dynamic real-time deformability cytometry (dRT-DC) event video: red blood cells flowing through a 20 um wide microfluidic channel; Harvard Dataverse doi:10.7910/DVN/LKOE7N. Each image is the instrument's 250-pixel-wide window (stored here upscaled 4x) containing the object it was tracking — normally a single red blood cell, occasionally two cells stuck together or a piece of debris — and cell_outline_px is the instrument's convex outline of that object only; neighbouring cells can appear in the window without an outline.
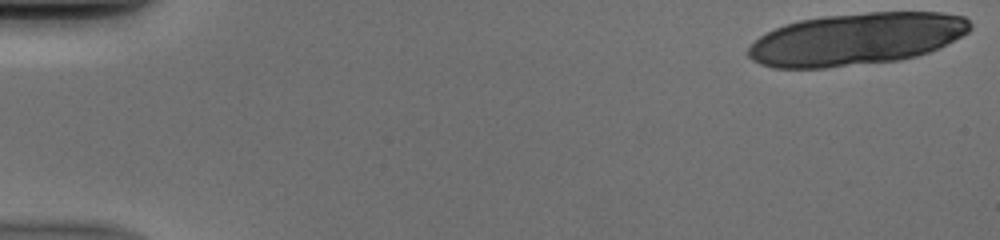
{"species": "human", "species_latin": "Homo sapiens", "temperature_condition": "cold", "stored_images_in_passage": 16, "camera_frame_rate_fps": 3000, "um_per_image_px": 0.085, "donor": {"sex": "male"}, "frame": {"image": 1, "passage_image": 1, "time_ms": 0.0, "image_size_px": [1000, 240], "cell_outline_px": [[972, 28], [968, 32], [928, 52], [916, 56], [900, 60], [824, 68], [772, 68], [760, 64], [752, 60], [748, 56], [748, 48], [760, 36], [784, 24], [800, 20], [824, 16], [868, 12], [940, 12], [964, 16], [972, 24]], "centroid_in_image_um": [72.77, 3.32], "position_along_channel_um": 12.2, "area_um2": 67.28}}
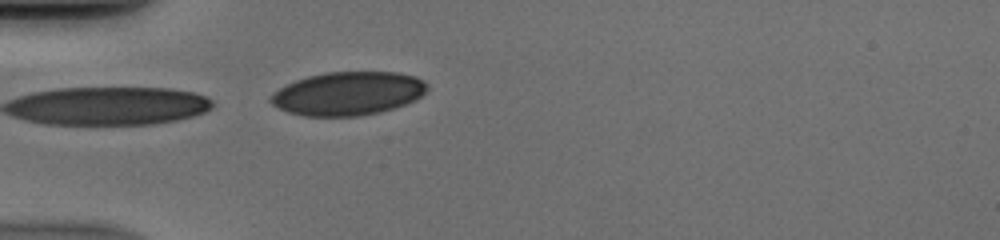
{"frame": {"image": 2, "passage_image": 16, "time_ms": 5.0, "image_size_px": [1000, 240], "cell_outline_px": [[428, 88], [416, 100], [380, 112], [360, 116], [304, 116], [288, 112], [272, 104], [268, 100], [268, 96], [272, 92], [296, 80], [308, 76], [328, 72], [396, 72], [416, 76], [424, 80], [428, 84]], "centroid_in_image_um": [29.57, 7.95], "position_along_channel_um": 55.4, "area_um2": 39.71}}